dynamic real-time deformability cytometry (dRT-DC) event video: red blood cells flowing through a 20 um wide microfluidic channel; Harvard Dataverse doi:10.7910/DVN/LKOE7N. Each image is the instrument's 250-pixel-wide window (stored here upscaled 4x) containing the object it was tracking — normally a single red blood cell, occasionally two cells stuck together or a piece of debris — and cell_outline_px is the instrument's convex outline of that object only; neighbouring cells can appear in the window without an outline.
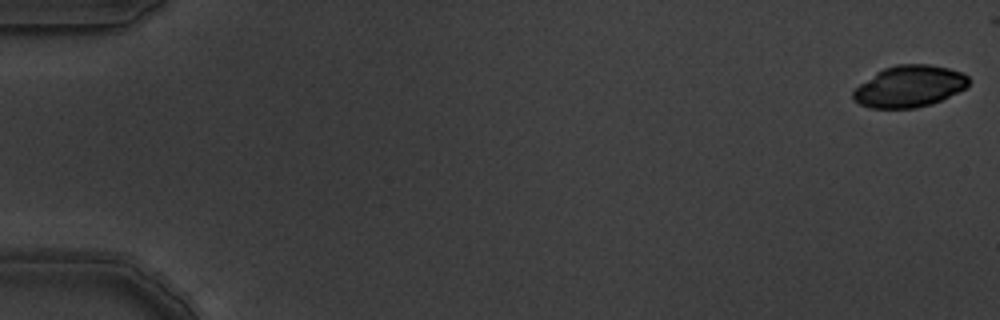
{"species": "common noctule bat (a hibernating species)", "species_latin": "Nyctalus noctula", "temperature_condition": "warm", "stored_images_in_passage": 6, "camera_frame_rate_fps": 3000, "um_per_image_px": 0.085, "animal": {"sex": "male", "body_mass_g": 19.5, "forearm_length_mm": 54.6}, "frame": {"image": 1, "passage_image": 1, "time_ms": 0.0, "image_size_px": [1000, 320], "cell_outline_px": [[968, 84], [964, 88], [932, 104], [916, 108], [868, 108], [852, 100], [852, 92], [860, 84], [876, 72], [884, 68], [896, 64], [928, 64], [948, 68], [960, 72], [968, 76]], "centroid_in_image_um": [77.24, 7.34], "position_along_channel_um": 7.8, "area_um2": 27.86}}